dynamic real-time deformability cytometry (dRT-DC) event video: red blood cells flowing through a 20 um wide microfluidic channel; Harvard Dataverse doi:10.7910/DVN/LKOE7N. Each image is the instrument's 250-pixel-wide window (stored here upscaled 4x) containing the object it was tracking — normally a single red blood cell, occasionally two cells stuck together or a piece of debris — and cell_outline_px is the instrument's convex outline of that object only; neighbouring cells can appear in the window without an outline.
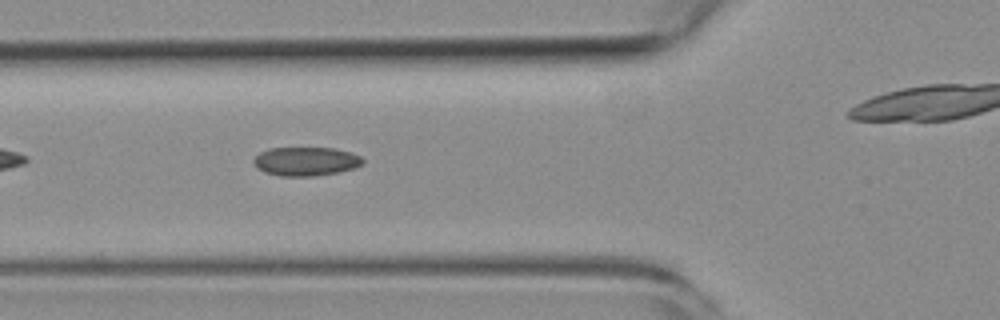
{"species": "common noctule bat (a hibernating species)", "species_latin": "Nyctalus noctula", "temperature_condition": "room temperature", "stored_images_in_passage": 6, "camera_frame_rate_fps": 3000, "um_per_image_px": 0.085, "animal": {"sex": "female", "body_mass_g": 19.3, "forearm_length_mm": 54.1}, "frame": {"image": 1, "passage_image": 5, "time_ms": 4.667, "image_size_px": [1000, 320], "cell_outline_px": [[364, 164], [356, 168], [340, 172], [312, 176], [280, 176], [264, 172], [256, 168], [252, 164], [252, 160], [260, 152], [268, 148], [336, 148], [352, 152], [360, 156], [364, 160]], "centroid_in_image_um": [26.01, 13.72], "position_along_channel_um": 99.8, "area_um2": 18.67}}